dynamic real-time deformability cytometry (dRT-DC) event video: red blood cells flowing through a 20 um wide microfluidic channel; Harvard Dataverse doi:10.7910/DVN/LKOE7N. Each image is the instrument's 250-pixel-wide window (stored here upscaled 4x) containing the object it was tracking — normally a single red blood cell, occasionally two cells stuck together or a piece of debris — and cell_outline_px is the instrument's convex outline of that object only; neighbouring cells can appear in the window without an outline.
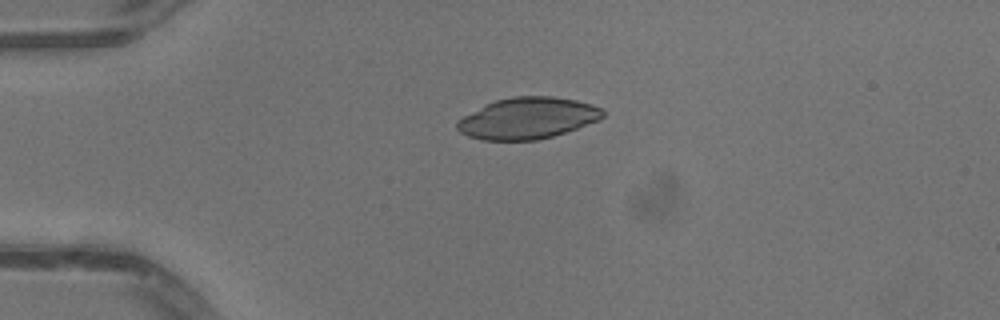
{"species": "common noctule bat (a hibernating species)", "species_latin": "Nyctalus noctula", "temperature_condition": "warm", "stored_images_in_passage": 39, "camera_frame_rate_fps": 3000, "um_per_image_px": 0.085, "animal": {"sex": "male", "body_mass_g": 13.3}, "frame": {"image": 1, "passage_image": 1, "time_ms": 0.0, "image_size_px": [1000, 320], "cell_outline_px": [[604, 116], [600, 120], [552, 136], [536, 140], [480, 140], [468, 136], [460, 132], [456, 128], [456, 120], [484, 104], [496, 100], [512, 96], [552, 96], [576, 100], [592, 104], [600, 108], [604, 112]], "centroid_in_image_um": [44.81, 10.04], "position_along_channel_um": 40.2, "area_um2": 35.2}}
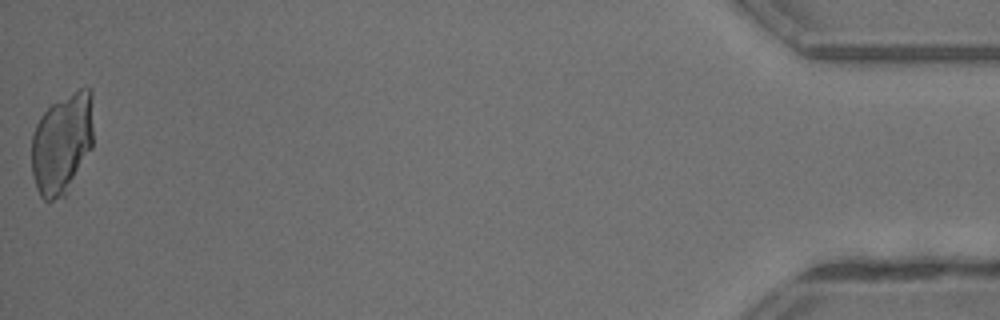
{"frame": {"image": 2, "passage_image": 39, "time_ms": 12.667, "image_size_px": [1000, 320], "cell_outline_px": [[92, 148], [64, 196], [52, 200], [44, 200], [40, 196], [36, 188], [32, 172], [32, 132], [40, 116], [52, 104], [80, 88], [92, 88]], "centroid_in_image_um": [5.26, 12.18], "position_along_channel_um": 429.9, "area_um2": 36.24}}